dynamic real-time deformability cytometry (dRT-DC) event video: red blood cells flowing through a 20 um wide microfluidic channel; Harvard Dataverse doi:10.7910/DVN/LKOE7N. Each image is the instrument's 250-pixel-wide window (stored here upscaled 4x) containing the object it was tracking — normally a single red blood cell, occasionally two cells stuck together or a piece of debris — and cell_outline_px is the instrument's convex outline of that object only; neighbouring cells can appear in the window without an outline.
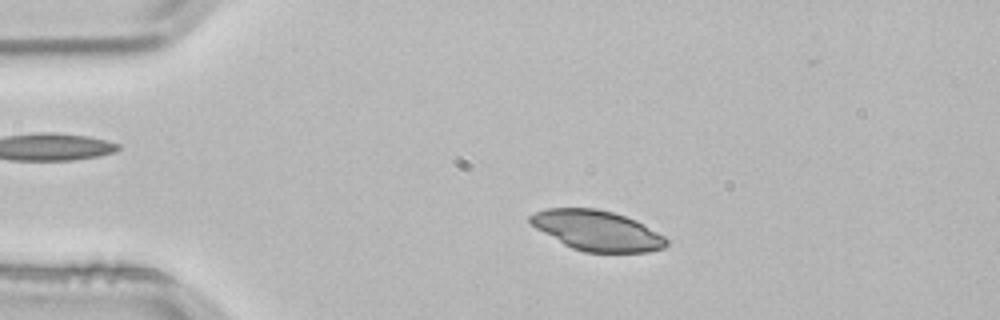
{"species": "common noctule bat (a hibernating species)", "species_latin": "Nyctalus noctula", "temperature_condition": "room temperature", "stored_images_in_passage": 52, "camera_frame_rate_fps": 3000, "um_per_image_px": 0.085, "animal": {"sex": "male", "body_mass_g": 21.5, "forearm_length_mm": 52.0}, "frame": {"image": 1, "passage_image": 10, "time_ms": 3.0, "image_size_px": [1000, 320], "cell_outline_px": [[668, 244], [664, 248], [648, 252], [584, 252], [572, 248], [564, 244], [536, 228], [528, 220], [528, 216], [536, 212], [548, 208], [596, 208], [612, 212], [636, 220], [664, 236], [668, 240]], "centroid_in_image_um": [50.76, 19.6], "position_along_channel_um": 34.2, "area_um2": 31.67}}